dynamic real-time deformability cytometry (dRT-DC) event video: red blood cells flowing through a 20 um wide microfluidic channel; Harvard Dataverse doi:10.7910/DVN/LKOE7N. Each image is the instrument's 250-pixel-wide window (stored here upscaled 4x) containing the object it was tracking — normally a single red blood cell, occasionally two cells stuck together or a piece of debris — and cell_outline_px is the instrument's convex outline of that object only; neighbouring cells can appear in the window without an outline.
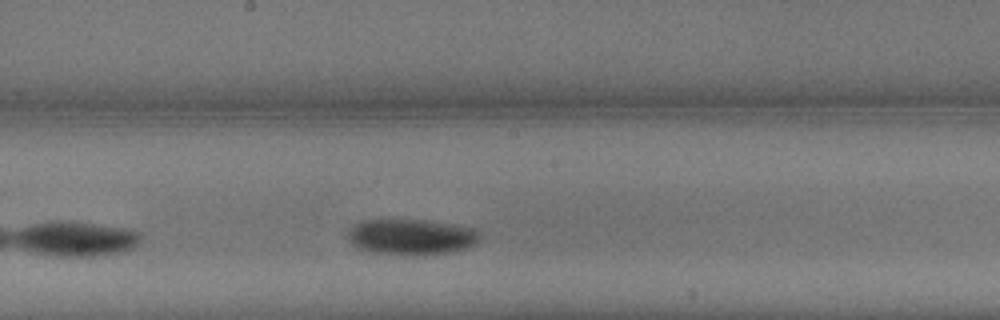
{"species": "common noctule bat (a hibernating species)", "species_latin": "Nyctalus noctula", "temperature_condition": "warm", "stored_images_in_passage": 13, "camera_frame_rate_fps": 3000, "um_per_image_px": 0.085, "animal": {"sex": "male", "body_mass_g": 13.3}, "frame": {"image": 1, "passage_image": 10, "time_ms": 3.0, "image_size_px": [1000, 320], "cell_outline_px": [[480, 240], [476, 244], [468, 248], [452, 252], [424, 256], [404, 256], [372, 252], [356, 248], [348, 240], [348, 232], [356, 224], [364, 220], [424, 220], [452, 224], [476, 228], [480, 232]], "centroid_in_image_um": [35.01, 20.17], "position_along_channel_um": 213.2, "area_um2": 28.09}}
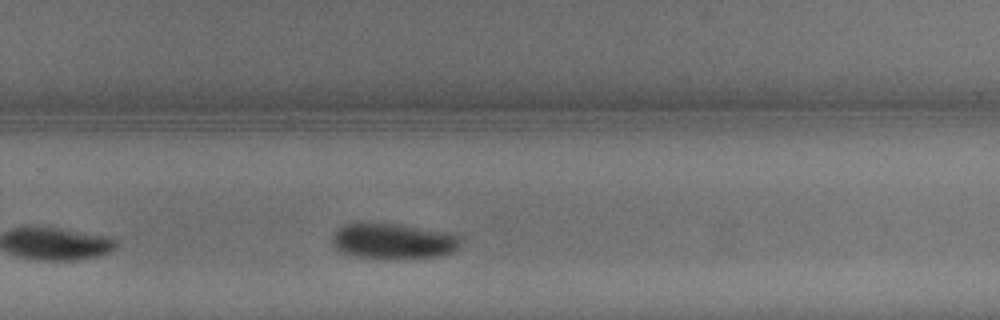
{"frame": {"image": 2, "passage_image": 13, "time_ms": 4.0, "image_size_px": [1000, 320], "cell_outline_px": [[460, 244], [452, 252], [440, 256], [348, 256], [340, 252], [332, 244], [332, 236], [344, 224], [404, 224], [452, 232], [460, 236]], "centroid_in_image_um": [33.46, 20.45], "position_along_channel_um": 296.3, "area_um2": 25.89}}